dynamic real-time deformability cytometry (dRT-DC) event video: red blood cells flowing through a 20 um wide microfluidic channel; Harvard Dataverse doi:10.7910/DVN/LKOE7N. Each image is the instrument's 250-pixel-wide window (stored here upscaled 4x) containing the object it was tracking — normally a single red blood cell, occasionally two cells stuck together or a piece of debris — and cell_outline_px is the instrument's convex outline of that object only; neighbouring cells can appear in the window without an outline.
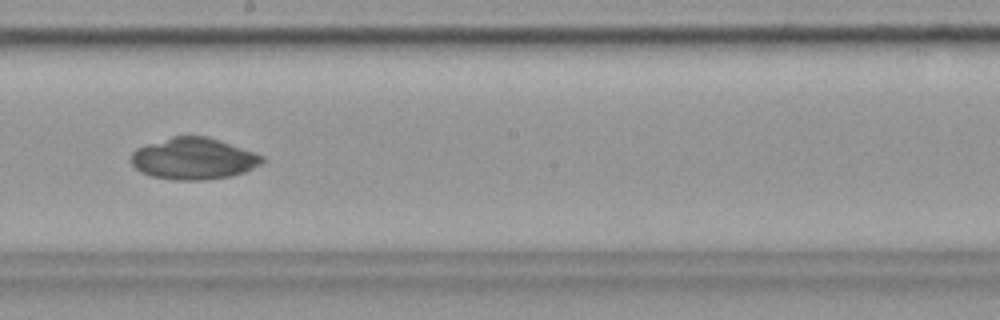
{"species": "common noctule bat (a hibernating species)", "species_latin": "Nyctalus noctula", "temperature_condition": "cold", "stored_images_in_passage": 57, "camera_frame_rate_fps": 3000, "um_per_image_px": 0.085, "animal": {"sex": "female", "body_mass_g": 19.9}, "frame": {"image": 1, "passage_image": 33, "time_ms": 10.667, "image_size_px": [1000, 320], "cell_outline_px": [[268, 160], [244, 172], [232, 176], [200, 180], [176, 180], [152, 176], [140, 172], [132, 164], [132, 152], [136, 148], [172, 136], [208, 136], [220, 140], [264, 156]], "centroid_in_image_um": [16.47, 13.48], "position_along_channel_um": 231.7, "area_um2": 31.67}}